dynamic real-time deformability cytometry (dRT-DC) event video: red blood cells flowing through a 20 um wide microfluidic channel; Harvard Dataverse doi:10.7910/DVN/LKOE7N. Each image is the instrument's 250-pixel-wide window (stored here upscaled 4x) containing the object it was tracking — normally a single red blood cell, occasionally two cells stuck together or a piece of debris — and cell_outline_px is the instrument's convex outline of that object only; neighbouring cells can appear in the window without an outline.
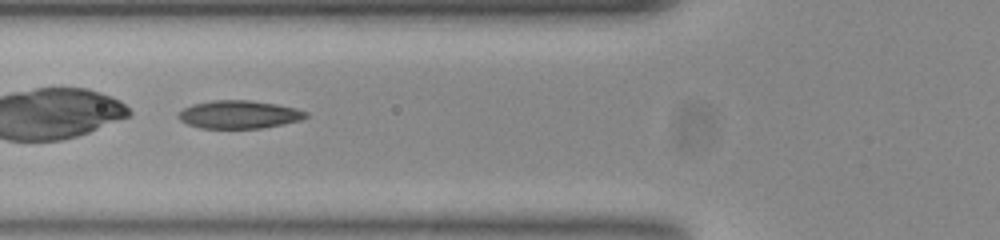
{"species": "common noctule bat (a hibernating species)", "species_latin": "Nyctalus noctula", "temperature_condition": "room temperature", "stored_images_in_passage": 52, "camera_frame_rate_fps": 3000, "um_per_image_px": 0.085, "animal": {"sex": "female", "body_mass_g": 23.0, "forearm_length_mm": 53.4}, "frame": {"image": 1, "passage_image": 19, "time_ms": 6.0, "image_size_px": [1000, 240], "cell_outline_px": [[308, 116], [300, 120], [260, 128], [200, 128], [188, 124], [180, 120], [176, 116], [184, 108], [192, 104], [212, 100], [252, 100], [276, 104], [296, 108], [308, 112]], "centroid_in_image_um": [20.3, 9.72], "position_along_channel_um": 105.5, "area_um2": 20.75}}
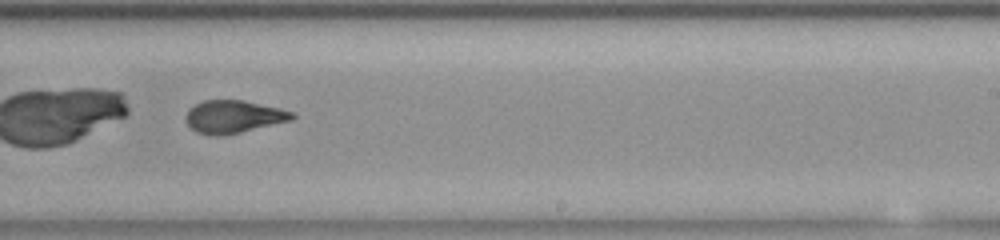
{"frame": {"image": 2, "passage_image": 32, "time_ms": 10.333, "image_size_px": [1000, 240], "cell_outline_px": [[296, 116], [292, 120], [240, 132], [196, 132], [188, 124], [184, 116], [188, 108], [204, 100], [244, 100], [280, 108], [292, 112]], "centroid_in_image_um": [19.87, 9.86], "position_along_channel_um": 269.1, "area_um2": 19.54}, "authors_computed_cell_mechanics": {"area_um2": 21.8773, "velocity_mm_per_s": 3.7798, "shape_relaxation_time_tau1_ms": null, "shape_relaxation_time_tau2_ms": 1.6099, "deformation_change_tau1": null, "deformation_change_tau2": 0.0823}}